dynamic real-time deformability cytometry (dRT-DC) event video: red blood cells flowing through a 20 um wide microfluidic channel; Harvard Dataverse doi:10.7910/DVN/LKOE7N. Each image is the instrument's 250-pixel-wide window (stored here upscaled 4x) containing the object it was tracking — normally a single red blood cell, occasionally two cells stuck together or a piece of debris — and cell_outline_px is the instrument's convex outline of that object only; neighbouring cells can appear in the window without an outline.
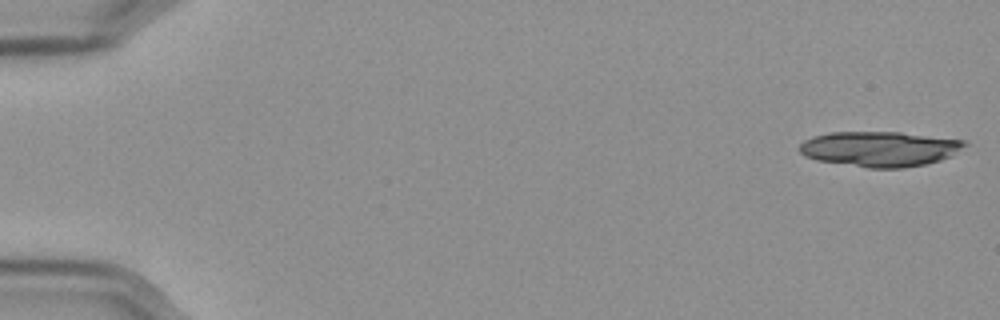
{"species": "Egyptian fruit bat (a non-hibernating species)", "species_latin": "Rousettus aegyptiacus", "temperature_condition": "cold", "stored_images_in_passage": 20, "camera_frame_rate_fps": 3000, "um_per_image_px": 0.085, "frame": {"image": 1, "passage_image": 1, "time_ms": 0.0, "image_size_px": [1000, 320], "cell_outline_px": [[968, 144], [952, 156], [940, 160], [924, 164], [904, 168], [868, 168], [816, 160], [804, 156], [796, 148], [804, 140], [812, 136], [828, 132], [900, 132], [968, 140]], "centroid_in_image_um": [74.77, 12.65], "position_along_channel_um": 10.2, "area_um2": 34.28}}